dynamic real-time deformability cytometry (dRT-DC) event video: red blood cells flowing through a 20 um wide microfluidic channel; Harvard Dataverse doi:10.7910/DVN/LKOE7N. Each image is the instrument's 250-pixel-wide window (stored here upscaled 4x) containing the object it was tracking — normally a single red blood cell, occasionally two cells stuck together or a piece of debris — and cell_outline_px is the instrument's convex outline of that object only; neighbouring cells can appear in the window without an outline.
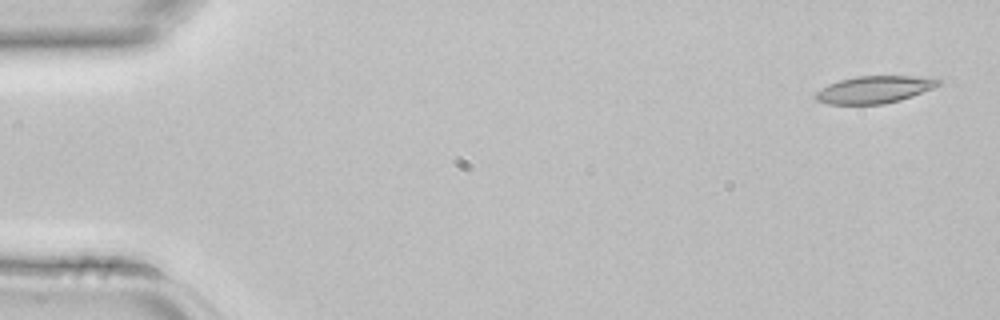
{"species": "common noctule bat (a hibernating species)", "species_latin": "Nyctalus noctula", "temperature_condition": "room temperature", "stored_images_in_passage": 4, "segment_of_instrument_passage": [2, 2], "camera_frame_rate_fps": 3000, "um_per_image_px": 0.085, "animal": {"sex": "female", "body_mass_g": 22.7, "forearm_length_mm": 54.2}, "frame": {"image": 1, "passage_image": 4, "time_ms": 1.0, "image_size_px": [1000, 320], "cell_outline_px": [[940, 84], [932, 88], [912, 96], [900, 100], [884, 104], [828, 104], [816, 100], [812, 96], [820, 88], [828, 84], [840, 80], [856, 76], [912, 76], [940, 80]], "centroid_in_image_um": [74.24, 7.62], "position_along_channel_um": 10.8, "area_um2": 19.36}}